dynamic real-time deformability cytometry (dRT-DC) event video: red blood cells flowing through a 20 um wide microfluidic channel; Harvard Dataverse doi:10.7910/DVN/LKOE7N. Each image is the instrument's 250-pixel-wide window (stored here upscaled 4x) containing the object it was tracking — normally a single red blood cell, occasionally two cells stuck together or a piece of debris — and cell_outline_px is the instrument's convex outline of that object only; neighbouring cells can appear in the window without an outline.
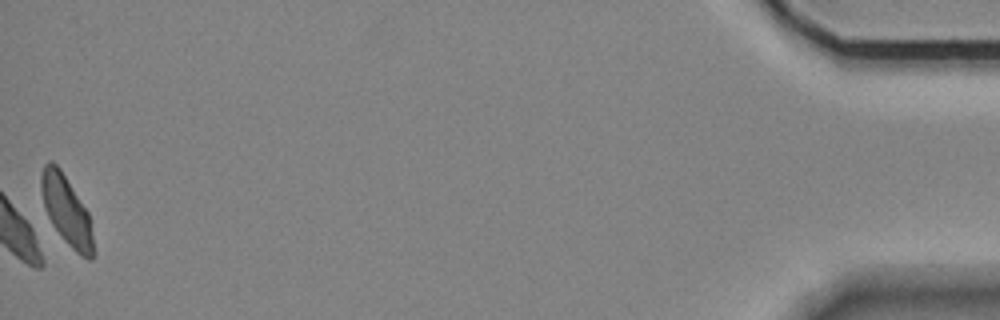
{"species": "Egyptian fruit bat (a non-hibernating species)", "species_latin": "Rousettus aegyptiacus", "temperature_condition": "room temperature", "stored_images_in_passage": 40, "camera_frame_rate_fps": 3000, "um_per_image_px": 0.085, "animal": {"sex": "female"}, "frame": {"image": 1, "passage_image": 40, "time_ms": 13.0, "image_size_px": [1000, 320], "cell_outline_px": [[92, 260], [88, 260], [80, 256], [48, 224], [44, 208], [40, 188], [40, 176], [44, 164], [48, 160], [52, 160], [60, 168], [88, 212], [92, 236]], "centroid_in_image_um": [5.58, 17.87], "position_along_channel_um": 429.6, "area_um2": 21.27}, "authors_computed_cell_mechanics": {"area_um2": 19.7965, "velocity_mm_per_s": 3.6366, "shape_relaxation_time_tau1_ms": null, "shape_relaxation_time_tau2_ms": 1.3517, "deformation_change_tau1": null, "deformation_change_tau2": 0.0593}}